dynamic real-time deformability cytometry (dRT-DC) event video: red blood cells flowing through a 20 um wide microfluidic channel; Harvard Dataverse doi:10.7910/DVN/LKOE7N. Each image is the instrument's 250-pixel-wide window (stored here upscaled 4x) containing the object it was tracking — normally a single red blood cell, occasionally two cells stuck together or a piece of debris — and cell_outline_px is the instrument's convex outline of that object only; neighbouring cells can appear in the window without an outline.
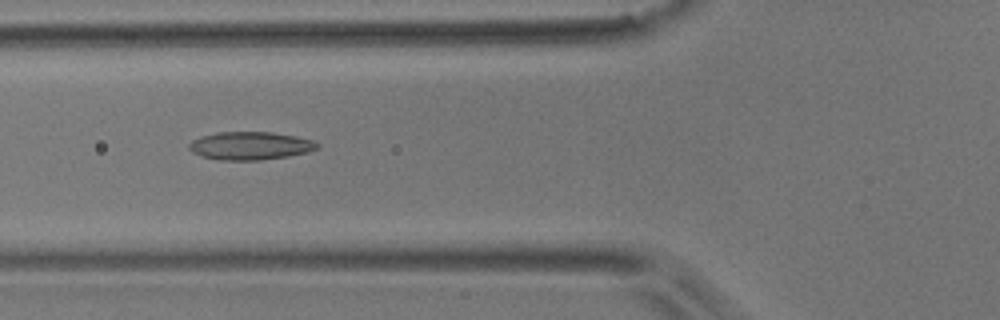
{"species": "common noctule bat (a hibernating species)", "species_latin": "Nyctalus noctula", "temperature_condition": "room temperature", "stored_images_in_passage": 52, "camera_frame_rate_fps": 3000, "um_per_image_px": 0.085, "animal": {"sex": "male", "body_mass_g": 17.9}, "frame": {"image": 1, "passage_image": 19, "time_ms": 6.0, "image_size_px": [1000, 320], "cell_outline_px": [[320, 144], [316, 148], [308, 152], [288, 156], [260, 160], [220, 160], [204, 156], [192, 152], [188, 148], [188, 144], [192, 140], [200, 136], [216, 132], [272, 132], [296, 136], [312, 140]], "centroid_in_image_um": [21.25, 12.38], "position_along_channel_um": 104.5, "area_um2": 20.92}}
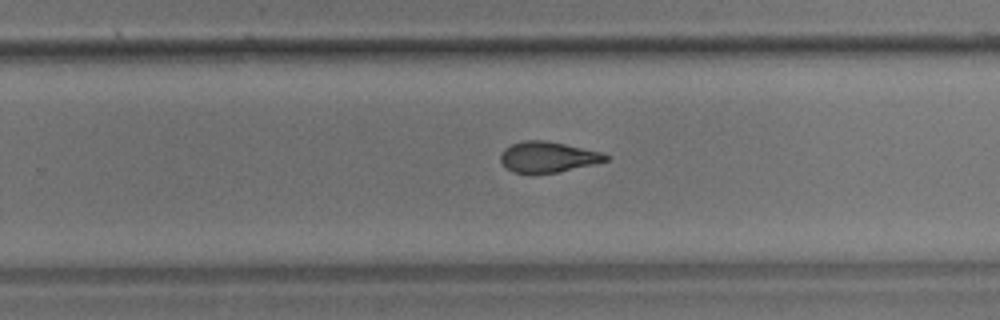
{"frame": {"image": 2, "passage_image": 33, "time_ms": 10.667, "image_size_px": [1000, 320], "cell_outline_px": [[608, 160], [592, 164], [556, 172], [532, 176], [512, 172], [500, 160], [500, 152], [504, 148], [512, 144], [524, 140], [544, 140], [604, 152], [608, 156]], "centroid_in_image_um": [46.51, 13.36], "position_along_channel_um": 283.3, "area_um2": 19.07}}
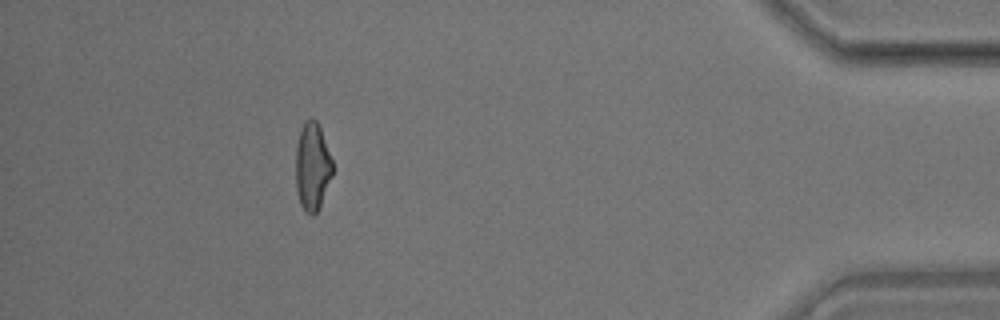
{"frame": {"image": 3, "passage_image": 47, "time_ms": 15.333, "image_size_px": [1000, 320], "cell_outline_px": [[332, 176], [320, 208], [312, 216], [300, 204], [296, 188], [296, 144], [300, 128], [312, 116], [316, 120], [320, 128], [332, 160]], "centroid_in_image_um": [26.54, 14.16], "position_along_channel_um": 408.7, "area_um2": 18.79}, "authors_computed_cell_mechanics": {"area_um2": 19.7676, "velocity_mm_per_s": 3.8306, "shape_relaxation_time_tau1_ms": 8.4752, "shape_relaxation_time_tau2_ms": 2.3487, "deformation_change_tau1": 0.2186, "deformation_change_tau2": 0.0958}}